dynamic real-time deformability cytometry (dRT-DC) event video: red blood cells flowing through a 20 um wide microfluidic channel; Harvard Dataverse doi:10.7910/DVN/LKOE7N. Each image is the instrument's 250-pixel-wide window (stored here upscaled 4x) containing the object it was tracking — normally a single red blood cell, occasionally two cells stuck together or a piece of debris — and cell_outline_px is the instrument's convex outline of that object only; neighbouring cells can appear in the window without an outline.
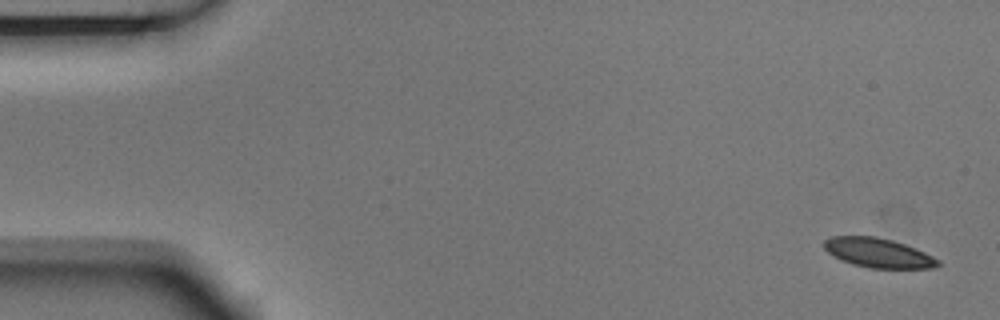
{"species": "Egyptian fruit bat (a non-hibernating species)", "species_latin": "Rousettus aegyptiacus", "temperature_condition": "room temperature", "stored_images_in_passage": 5, "camera_frame_rate_fps": 3000, "um_per_image_px": 0.085, "animal": {"sex": "male"}, "frame": {"image": 1, "passage_image": 1, "time_ms": 0.0, "image_size_px": [1000, 320], "cell_outline_px": [[940, 264], [936, 268], [868, 268], [852, 264], [840, 260], [832, 256], [824, 248], [824, 240], [832, 236], [876, 236], [892, 240], [916, 248], [940, 260]], "centroid_in_image_um": [74.64, 21.5], "position_along_channel_um": 10.4, "area_um2": 19.65}}
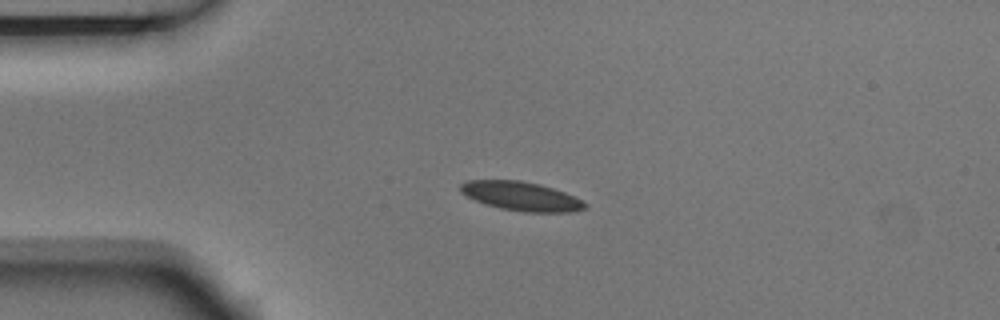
{"frame": {"image": 2, "passage_image": 4, "time_ms": 1.0, "image_size_px": [1000, 320], "cell_outline_px": [[588, 208], [572, 212], [524, 212], [500, 208], [484, 204], [460, 192], [460, 184], [468, 180], [520, 180], [540, 184], [564, 192], [588, 204]], "centroid_in_image_um": [44.3, 16.68], "position_along_channel_um": 40.7, "area_um2": 20.98}}